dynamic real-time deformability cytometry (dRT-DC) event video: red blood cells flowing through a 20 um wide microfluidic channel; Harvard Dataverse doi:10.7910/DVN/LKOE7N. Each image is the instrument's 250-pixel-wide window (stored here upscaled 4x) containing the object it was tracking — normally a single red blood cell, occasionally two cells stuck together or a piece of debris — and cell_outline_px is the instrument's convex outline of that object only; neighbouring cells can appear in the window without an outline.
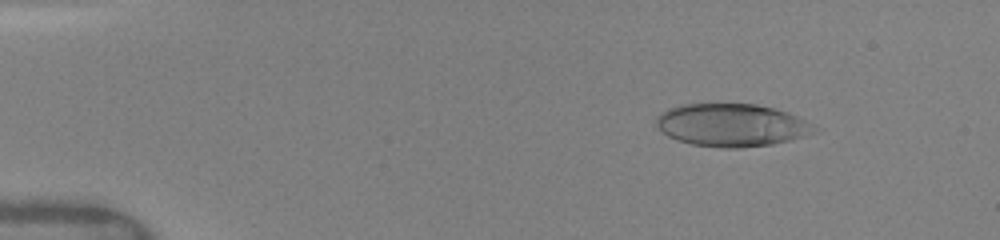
{"species": "human", "species_latin": "Homo sapiens", "temperature_condition": "warm", "stored_images_in_passage": 68, "camera_frame_rate_fps": 3000, "um_per_image_px": 0.085, "donor": {"sex": "female"}, "frame": {"image": 1, "passage_image": 9, "time_ms": 1.667, "image_size_px": [1000, 240], "cell_outline_px": [[816, 128], [812, 132], [804, 136], [772, 144], [740, 148], [724, 148], [692, 144], [676, 140], [668, 136], [656, 124], [656, 116], [660, 112], [668, 108], [680, 104], [756, 104], [776, 108], [788, 112], [812, 124]], "centroid_in_image_um": [62.15, 10.62], "position_along_channel_um": 22.9, "area_um2": 39.25}}
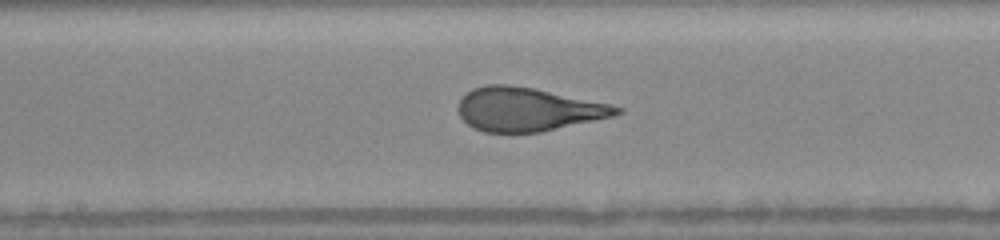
{"frame": {"image": 2, "passage_image": 33, "time_ms": 8.333, "image_size_px": [1000, 240], "cell_outline_px": [[624, 112], [616, 116], [540, 132], [484, 132], [468, 124], [460, 116], [456, 108], [460, 100], [472, 88], [484, 84], [508, 84], [532, 88], [608, 104], [624, 108]], "centroid_in_image_um": [44.85, 9.29], "position_along_channel_um": 203.3, "area_um2": 40.0}}
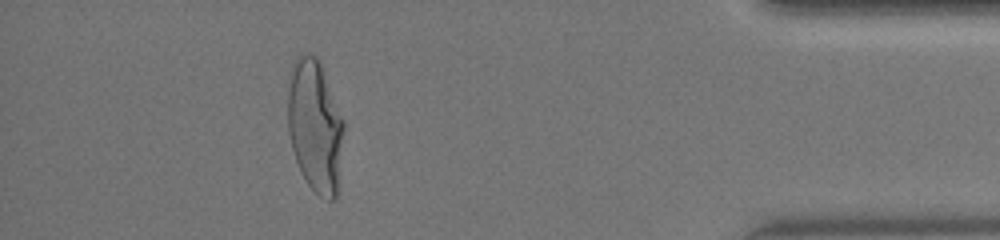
{"frame": {"image": 3, "passage_image": 61, "time_ms": 14.333, "image_size_px": [1000, 240], "cell_outline_px": [[344, 128], [336, 196], [332, 200], [328, 200], [320, 196], [308, 184], [300, 172], [292, 148], [288, 132], [288, 92], [292, 64], [296, 56], [300, 52], [308, 52], [316, 56], [320, 60], [344, 120]], "centroid_in_image_um": [26.77, 10.63], "position_along_channel_um": 408.4, "area_um2": 43.41}, "authors_computed_cell_mechanics": {"area_um2": 40.5756, "velocity_mm_per_s": 4.1111, "shape_relaxation_time_tau1_ms": 5.1743, "shape_relaxation_time_tau2_ms": null, "deformation_change_tau1": 0.2474, "deformation_change_tau2": null}}